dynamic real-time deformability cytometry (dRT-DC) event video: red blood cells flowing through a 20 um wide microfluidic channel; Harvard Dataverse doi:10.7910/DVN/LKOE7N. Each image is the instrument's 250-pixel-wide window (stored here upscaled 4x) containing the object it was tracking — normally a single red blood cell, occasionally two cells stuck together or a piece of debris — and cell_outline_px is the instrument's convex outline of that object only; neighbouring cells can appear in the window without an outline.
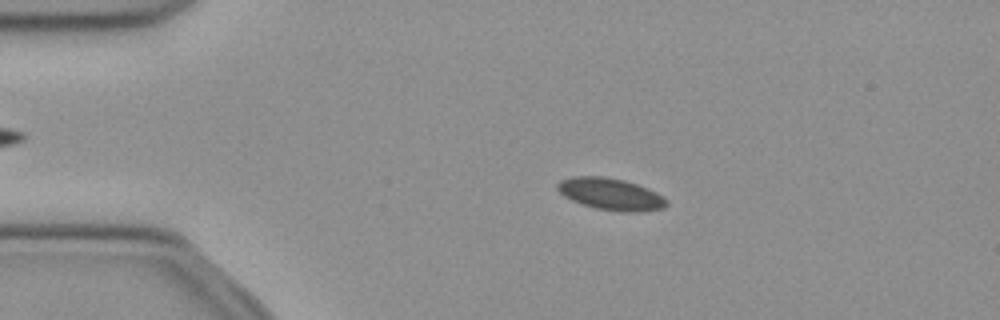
{"species": "common noctule bat (a hibernating species)", "species_latin": "Nyctalus noctula", "temperature_condition": "cold", "stored_images_in_passage": 31, "camera_frame_rate_fps": 3000, "um_per_image_px": 0.085, "animal": {"sex": "female", "body_mass_g": 21.9}, "frame": {"image": 1, "passage_image": 10, "time_ms": 3.0, "image_size_px": [1000, 320], "cell_outline_px": [[668, 204], [664, 208], [644, 212], [620, 212], [596, 208], [572, 200], [564, 196], [556, 188], [556, 184], [560, 180], [572, 176], [604, 176], [624, 180], [648, 188], [664, 196], [668, 200]], "centroid_in_image_um": [51.94, 16.5], "position_along_channel_um": 33.1, "area_um2": 20.46}}
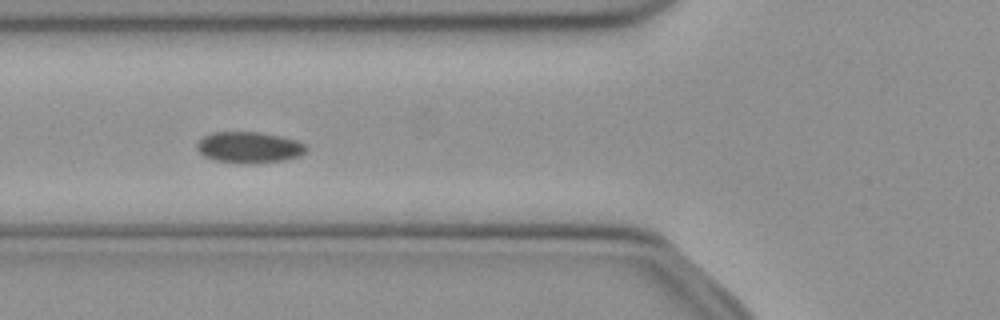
{"frame": {"image": 2, "passage_image": 19, "time_ms": 6.0, "image_size_px": [1000, 320], "cell_outline_px": [[308, 148], [300, 156], [284, 160], [252, 164], [240, 164], [212, 160], [204, 156], [196, 148], [196, 144], [204, 136], [212, 132], [260, 132], [280, 136], [296, 140], [304, 144]], "centroid_in_image_um": [21.16, 12.54], "position_along_channel_um": 104.6, "area_um2": 20.06}}
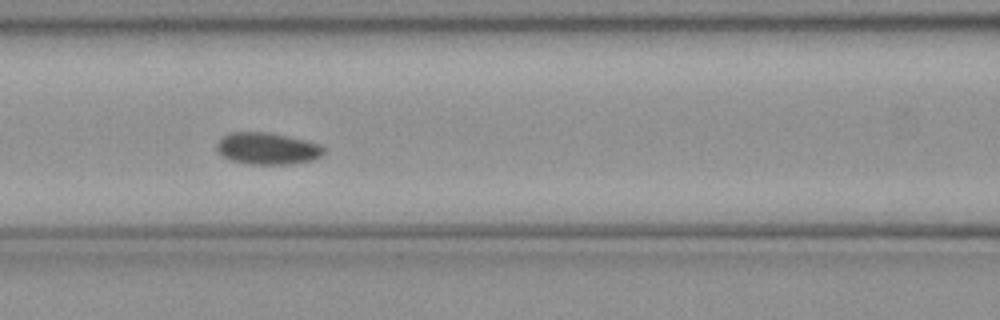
{"frame": {"image": 3, "passage_image": 22, "time_ms": 7.0, "image_size_px": [1000, 320], "cell_outline_px": [[324, 152], [320, 156], [312, 160], [292, 164], [252, 164], [232, 160], [224, 156], [216, 148], [216, 144], [228, 132], [272, 132], [320, 144], [324, 148]], "centroid_in_image_um": [22.74, 12.61], "position_along_channel_um": 143.9, "area_um2": 19.71}}